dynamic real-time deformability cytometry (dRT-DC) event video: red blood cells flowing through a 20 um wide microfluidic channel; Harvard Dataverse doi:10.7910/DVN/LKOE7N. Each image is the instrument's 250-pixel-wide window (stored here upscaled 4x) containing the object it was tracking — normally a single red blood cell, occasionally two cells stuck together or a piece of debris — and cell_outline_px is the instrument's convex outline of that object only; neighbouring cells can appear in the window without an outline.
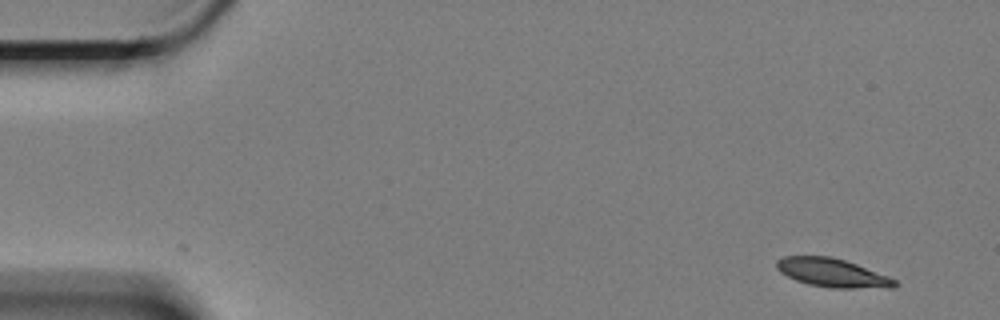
{"species": "Egyptian fruit bat (a non-hibernating species)", "species_latin": "Rousettus aegyptiacus", "temperature_condition": "cold", "stored_images_in_passage": 58, "camera_frame_rate_fps": 3000, "um_per_image_px": 0.085, "animal": {"sex": "female"}, "frame": {"image": 1, "passage_image": 1, "time_ms": 0.0, "image_size_px": [1000, 320], "cell_outline_px": [[900, 284], [892, 288], [828, 288], [808, 284], [796, 280], [780, 272], [776, 268], [776, 260], [784, 256], [832, 256], [856, 264], [888, 276], [896, 280]], "centroid_in_image_um": [70.75, 23.19], "position_along_channel_um": 14.2, "area_um2": 19.77}}
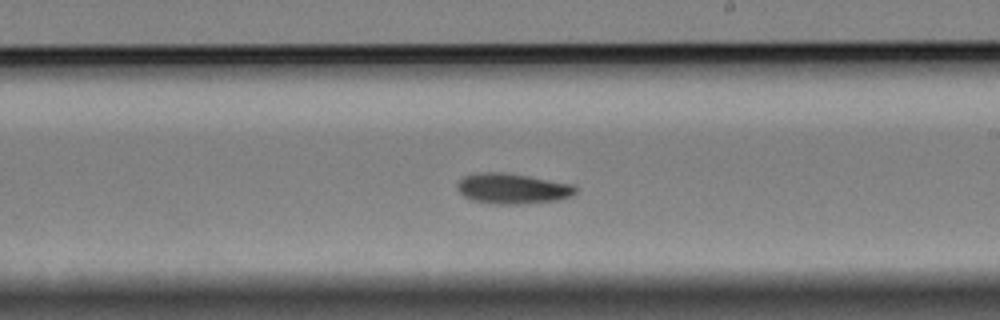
{"frame": {"image": 2, "passage_image": 32, "time_ms": 10.333, "image_size_px": [1000, 320], "cell_outline_px": [[576, 192], [572, 196], [560, 200], [524, 204], [492, 204], [472, 200], [464, 196], [456, 188], [456, 184], [464, 176], [480, 172], [504, 172], [576, 184]], "centroid_in_image_um": [43.59, 16.03], "position_along_channel_um": 245.4, "area_um2": 21.27}}
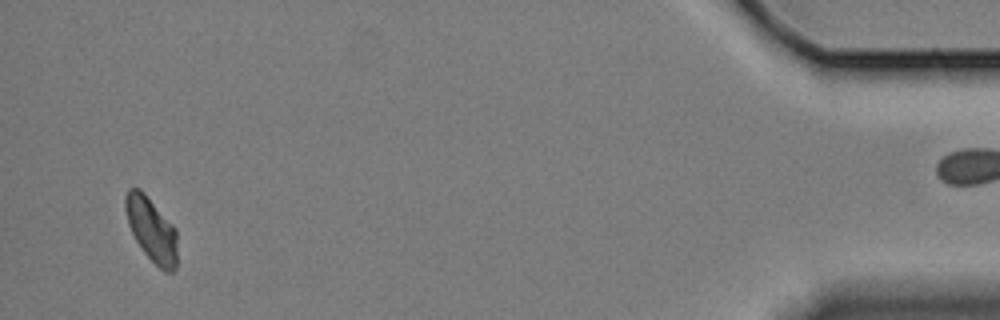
{"frame": {"image": 3, "passage_image": 55, "time_ms": 18.0, "image_size_px": [1000, 320], "cell_outline_px": [[176, 268], [172, 272], [164, 272], [144, 252], [136, 240], [128, 224], [124, 208], [124, 196], [128, 188], [140, 188], [144, 192], [176, 228]], "centroid_in_image_um": [12.86, 19.47], "position_along_channel_um": 422.3, "area_um2": 19.36}, "authors_computed_cell_mechanics": {"area_um2": 20.3456, "velocity_mm_per_s": 3.3088, "shape_relaxation_time_tau1_ms": 7.985, "shape_relaxation_time_tau2_ms": null, "deformation_change_tau1": 0.1161, "deformation_change_tau2": null}}